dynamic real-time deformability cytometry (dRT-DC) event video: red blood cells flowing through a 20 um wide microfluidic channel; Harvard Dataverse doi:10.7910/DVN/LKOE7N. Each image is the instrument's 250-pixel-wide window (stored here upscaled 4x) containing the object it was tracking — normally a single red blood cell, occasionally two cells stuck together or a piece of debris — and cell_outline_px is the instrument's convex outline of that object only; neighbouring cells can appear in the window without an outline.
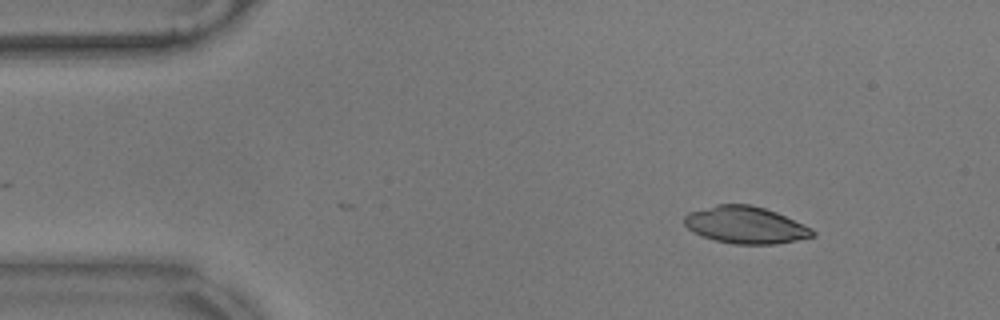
{"species": "common noctule bat (a hibernating species)", "species_latin": "Nyctalus noctula", "temperature_condition": "warm", "stored_images_in_passage": 39, "camera_frame_rate_fps": 3000, "um_per_image_px": 0.085, "animal": {"sex": "male", "body_mass_g": 17.9}, "frame": {"image": 1, "passage_image": 2, "time_ms": 0.333, "image_size_px": [1000, 320], "cell_outline_px": [[816, 236], [776, 244], [732, 244], [716, 240], [692, 232], [684, 224], [684, 216], [688, 212], [716, 204], [752, 204], [776, 212], [812, 228], [816, 232]], "centroid_in_image_um": [63.37, 19.12], "position_along_channel_um": 21.6, "area_um2": 27.74}}
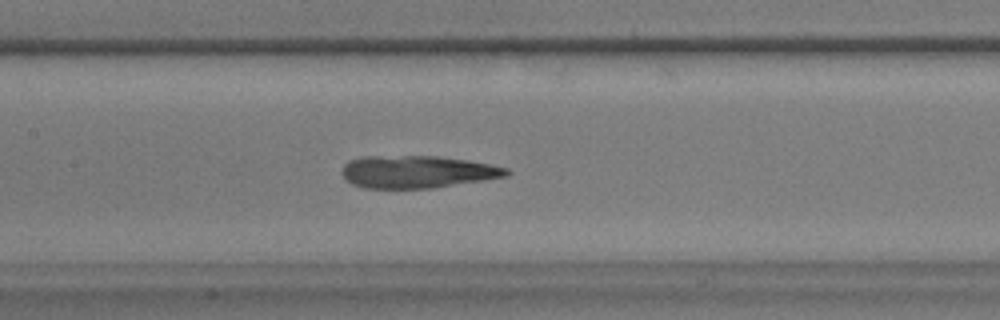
{"frame": {"image": 2, "passage_image": 21, "time_ms": 6.667, "image_size_px": [1000, 320], "cell_outline_px": [[512, 172], [508, 176], [484, 180], [432, 188], [364, 188], [352, 184], [344, 180], [340, 172], [344, 164], [348, 160], [364, 156], [436, 156], [468, 160], [508, 168]], "centroid_in_image_um": [35.43, 14.6], "position_along_channel_um": 172.0, "area_um2": 31.33}}
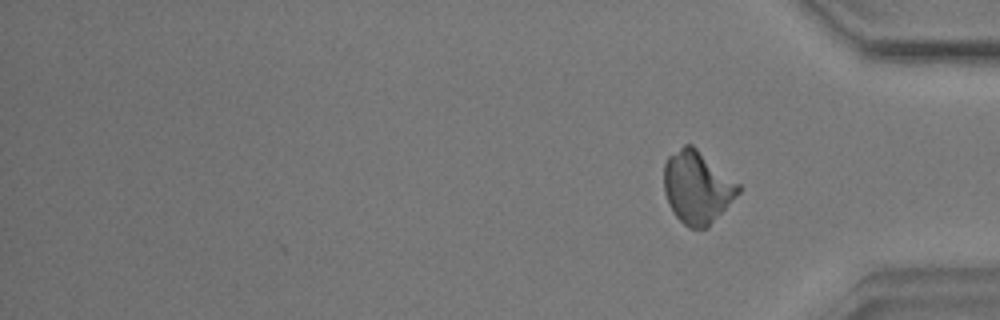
{"frame": {"image": 3, "passage_image": 39, "time_ms": 12.667, "image_size_px": [1000, 320], "cell_outline_px": [[740, 192], [708, 228], [688, 228], [676, 216], [668, 204], [664, 192], [664, 164], [668, 156], [684, 144], [692, 144], [740, 184]], "centroid_in_image_um": [59.25, 15.92], "position_along_channel_um": 375.9, "area_um2": 31.44}}